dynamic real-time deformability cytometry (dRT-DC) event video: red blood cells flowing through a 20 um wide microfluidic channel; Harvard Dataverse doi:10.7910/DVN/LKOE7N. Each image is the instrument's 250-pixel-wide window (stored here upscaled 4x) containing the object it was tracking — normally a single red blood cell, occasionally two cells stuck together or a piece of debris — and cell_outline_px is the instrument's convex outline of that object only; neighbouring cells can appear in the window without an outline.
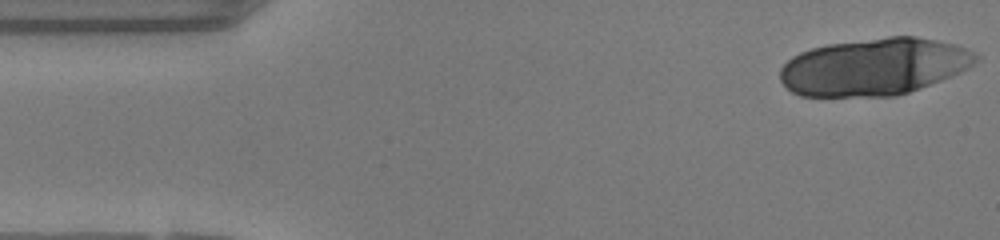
{"species": "human", "species_latin": "Homo sapiens", "temperature_condition": "warm", "stored_images_in_passage": 48, "camera_frame_rate_fps": 3000, "um_per_image_px": 0.085, "donor": {"sex": "female"}, "frame": {"image": 1, "passage_image": 1, "time_ms": 0.0, "image_size_px": [1000, 240], "cell_outline_px": [[980, 60], [968, 68], [960, 72], [920, 88], [896, 96], [800, 96], [792, 92], [780, 80], [780, 68], [792, 56], [800, 52], [812, 48], [828, 44], [888, 36], [916, 36], [956, 44], [980, 56]], "centroid_in_image_um": [74.3, 5.67], "position_along_channel_um": 10.7, "area_um2": 65.14}}
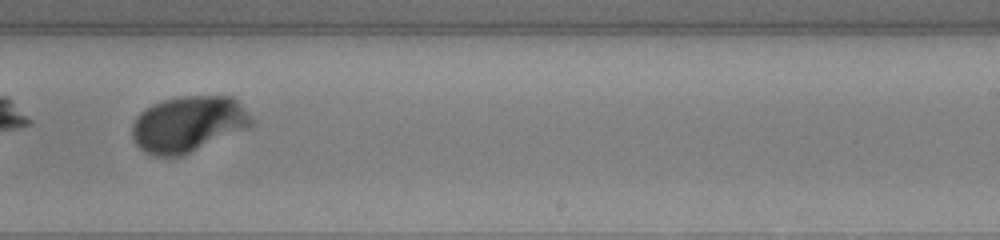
{"frame": {"image": 2, "passage_image": 29, "time_ms": 9.333, "image_size_px": [1000, 240], "cell_outline_px": [[252, 124], [244, 128], [184, 156], [156, 156], [144, 152], [136, 144], [132, 136], [132, 124], [136, 116], [140, 112], [152, 104], [164, 100], [180, 96], [232, 96], [252, 116]], "centroid_in_image_um": [15.95, 10.54], "position_along_channel_um": 273.1, "area_um2": 38.67}}
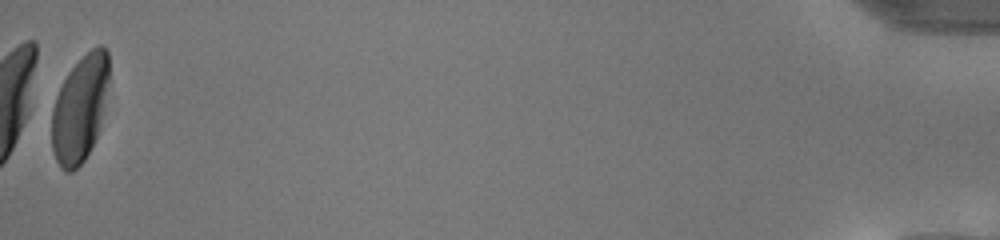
{"frame": {"image": 3, "passage_image": 48, "time_ms": 15.667, "image_size_px": [1000, 240], "cell_outline_px": [[108, 80], [100, 128], [84, 160], [72, 172], [68, 172], [60, 168], [56, 160], [52, 148], [52, 108], [56, 96], [68, 72], [92, 48], [100, 44], [104, 44], [108, 52]], "centroid_in_image_um": [6.78, 9.24], "position_along_channel_um": 428.4, "area_um2": 35.08}, "authors_computed_cell_mechanics": {"area_um2": 39.7953, "velocity_mm_per_s": 4.122, "shape_relaxation_time_tau1_ms": 2.5728, "shape_relaxation_time_tau2_ms": null, "deformation_change_tau1": 0.21, "deformation_change_tau2": null}}